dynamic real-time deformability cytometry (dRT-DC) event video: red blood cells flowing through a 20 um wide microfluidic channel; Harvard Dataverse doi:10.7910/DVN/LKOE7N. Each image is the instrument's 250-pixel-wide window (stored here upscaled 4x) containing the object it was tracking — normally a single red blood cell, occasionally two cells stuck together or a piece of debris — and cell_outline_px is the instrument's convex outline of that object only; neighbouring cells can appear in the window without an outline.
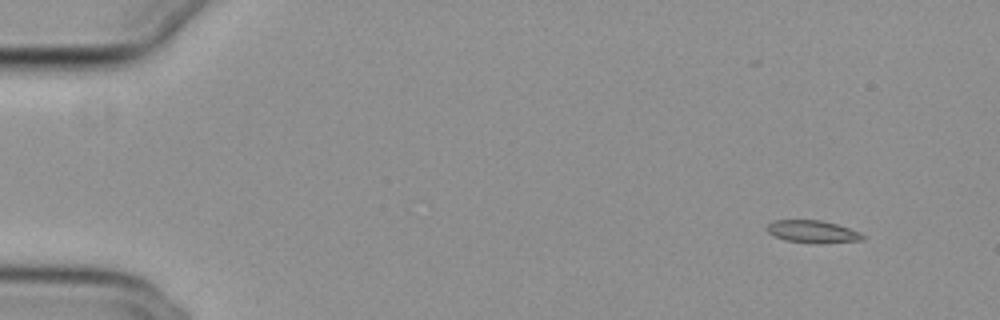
{"species": "common noctule bat (a hibernating species)", "species_latin": "Nyctalus noctula", "temperature_condition": "cold", "stored_images_in_passage": 50, "camera_frame_rate_fps": 3000, "um_per_image_px": 0.085, "animal": {"sex": "female", "body_mass_g": 29.2, "forearm_length_mm": 56.3}, "frame": {"image": 1, "passage_image": 1, "time_ms": 0.0, "image_size_px": [1000, 320], "cell_outline_px": [[864, 240], [812, 244], [784, 240], [768, 232], [764, 228], [772, 220], [820, 220], [836, 224], [860, 232], [864, 236]], "centroid_in_image_um": [69.04, 19.69], "position_along_channel_um": 16.0, "area_um2": 12.6}}
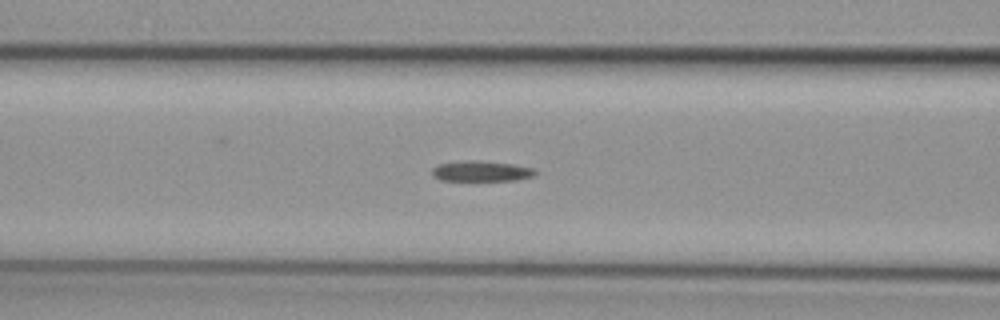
{"frame": {"image": 2, "passage_image": 19, "time_ms": 6.0, "image_size_px": [1000, 320], "cell_outline_px": [[540, 172], [536, 176], [516, 180], [440, 180], [432, 176], [432, 168], [436, 164], [464, 160], [476, 160], [512, 164], [536, 168]], "centroid_in_image_um": [40.95, 14.54], "position_along_channel_um": 125.7, "area_um2": 12.6}}
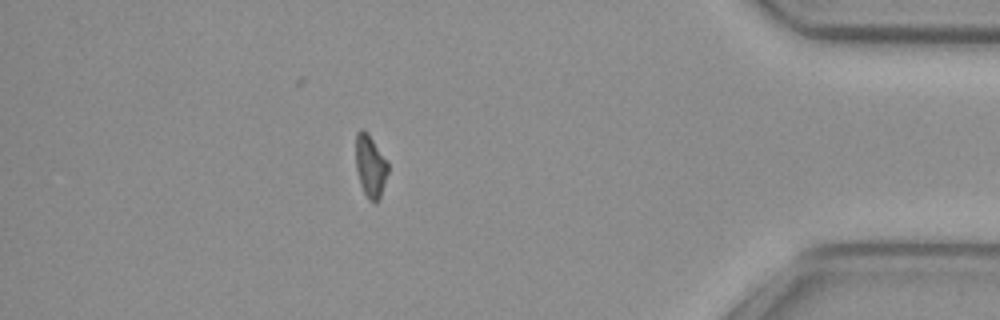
{"frame": {"image": 3, "passage_image": 44, "time_ms": 14.333, "image_size_px": [1000, 320], "cell_outline_px": [[388, 172], [380, 200], [376, 204], [368, 200], [360, 184], [356, 168], [356, 132], [360, 128], [368, 132], [388, 160]], "centroid_in_image_um": [31.5, 14.12], "position_along_channel_um": 403.7, "area_um2": 12.08}}